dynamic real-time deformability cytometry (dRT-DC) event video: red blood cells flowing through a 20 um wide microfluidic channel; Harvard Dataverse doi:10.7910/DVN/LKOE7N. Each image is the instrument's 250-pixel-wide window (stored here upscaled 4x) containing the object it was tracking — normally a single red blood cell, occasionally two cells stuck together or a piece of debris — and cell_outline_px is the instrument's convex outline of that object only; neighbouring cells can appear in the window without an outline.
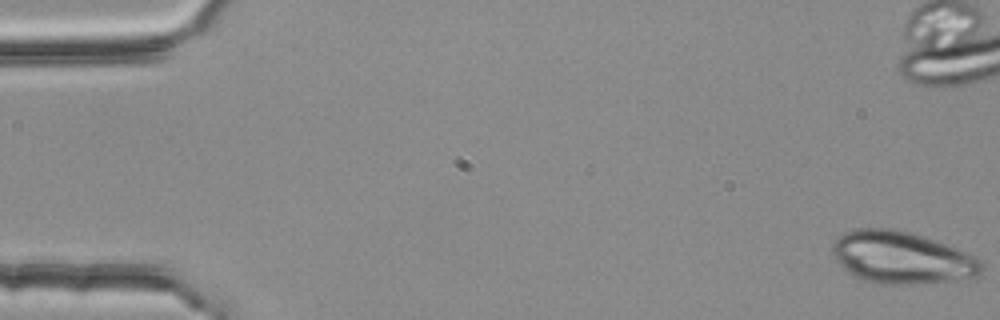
{"species": "common noctule bat (a hibernating species)", "species_latin": "Nyctalus noctula", "temperature_condition": "room temperature", "stored_images_in_passage": 7, "camera_frame_rate_fps": 3000, "um_per_image_px": 0.085, "animal": {"sex": "female", "body_mass_g": 25.1}, "frame": {"image": 1, "passage_image": 1, "time_ms": 0.0, "image_size_px": [1000, 320], "cell_outline_px": [[984, 268], [976, 276], [956, 280], [916, 284], [876, 284], [864, 280], [856, 276], [844, 268], [836, 260], [832, 252], [832, 244], [844, 232], [856, 228], [896, 228], [956, 248], [976, 256], [984, 264]], "centroid_in_image_um": [76.65, 21.9], "position_along_channel_um": 8.4, "area_um2": 45.14}}